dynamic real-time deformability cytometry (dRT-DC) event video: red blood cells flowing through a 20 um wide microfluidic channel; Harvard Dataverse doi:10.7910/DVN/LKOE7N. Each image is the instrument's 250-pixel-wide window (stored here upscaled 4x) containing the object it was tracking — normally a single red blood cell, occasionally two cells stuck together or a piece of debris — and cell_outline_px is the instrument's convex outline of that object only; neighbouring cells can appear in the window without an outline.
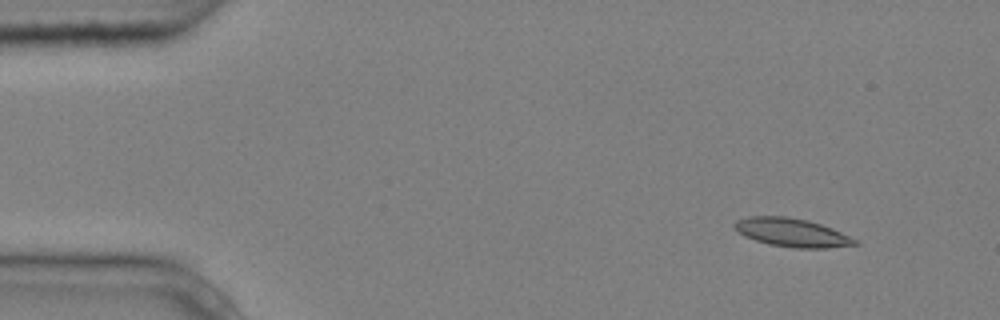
{"species": "common noctule bat (a hibernating species)", "species_latin": "Nyctalus noctula", "temperature_condition": "cold", "stored_images_in_passage": 3, "camera_frame_rate_fps": 3000, "um_per_image_px": 0.085, "animal": {"sex": "male", "body_mass_g": 20.4}, "frame": {"image": 1, "passage_image": 1, "time_ms": 0.0, "image_size_px": [1000, 320], "cell_outline_px": [[860, 244], [828, 248], [792, 248], [768, 244], [744, 236], [732, 224], [736, 220], [748, 216], [784, 216], [808, 220], [832, 228], [860, 240]], "centroid_in_image_um": [67.35, 19.77], "position_along_channel_um": 17.6, "area_um2": 20.11}}
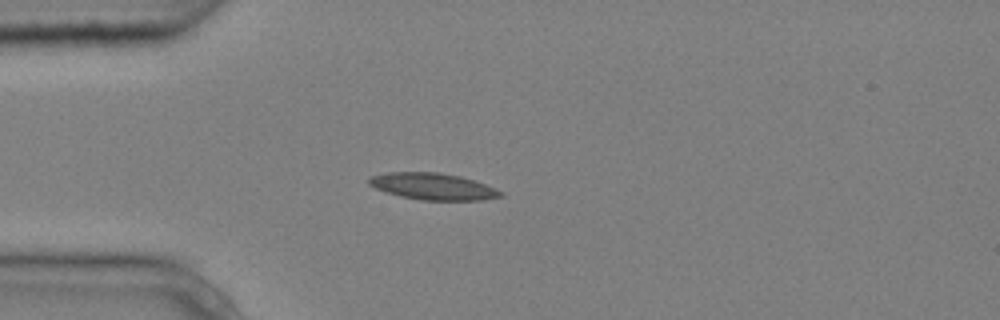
{"frame": {"image": 2, "passage_image": 3, "time_ms": 0.667, "image_size_px": [1000, 320], "cell_outline_px": [[504, 196], [480, 200], [420, 200], [400, 196], [384, 192], [368, 184], [368, 176], [384, 172], [440, 172], [460, 176], [484, 184], [504, 192]], "centroid_in_image_um": [36.75, 15.84], "position_along_channel_um": 48.3, "area_um2": 20.58}}